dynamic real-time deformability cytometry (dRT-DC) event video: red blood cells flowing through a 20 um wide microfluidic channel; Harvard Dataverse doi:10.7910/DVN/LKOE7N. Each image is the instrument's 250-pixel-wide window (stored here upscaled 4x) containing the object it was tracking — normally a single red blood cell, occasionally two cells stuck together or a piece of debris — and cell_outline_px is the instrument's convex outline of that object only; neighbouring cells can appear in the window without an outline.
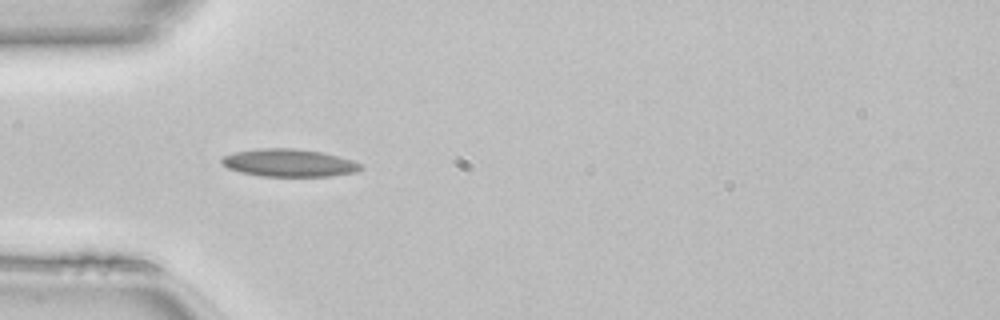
{"species": "common noctule bat (a hibernating species)", "species_latin": "Nyctalus noctula", "temperature_condition": "room temperature", "stored_images_in_passage": 48, "camera_frame_rate_fps": 3000, "um_per_image_px": 0.085, "animal": {"sex": "female", "body_mass_g": 22.7, "forearm_length_mm": 54.2}, "frame": {"image": 1, "passage_image": 14, "time_ms": 4.333, "image_size_px": [1000, 320], "cell_outline_px": [[364, 168], [356, 172], [332, 176], [260, 176], [240, 172], [228, 168], [220, 164], [220, 156], [232, 152], [260, 148], [296, 148], [320, 152], [352, 160], [364, 164]], "centroid_in_image_um": [24.53, 13.84], "position_along_channel_um": 60.5, "area_um2": 22.72}}
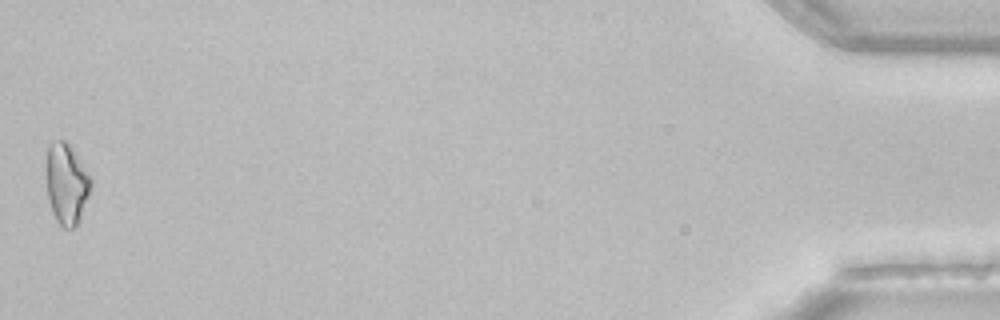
{"frame": {"image": 2, "passage_image": 48, "time_ms": 15.667, "image_size_px": [1000, 320], "cell_outline_px": [[92, 184], [88, 196], [80, 216], [76, 224], [72, 228], [64, 228], [56, 220], [52, 212], [48, 200], [44, 176], [48, 144], [52, 140], [64, 140], [72, 148], [92, 180]], "centroid_in_image_um": [5.59, 15.58], "position_along_channel_um": 429.6, "area_um2": 21.15}}